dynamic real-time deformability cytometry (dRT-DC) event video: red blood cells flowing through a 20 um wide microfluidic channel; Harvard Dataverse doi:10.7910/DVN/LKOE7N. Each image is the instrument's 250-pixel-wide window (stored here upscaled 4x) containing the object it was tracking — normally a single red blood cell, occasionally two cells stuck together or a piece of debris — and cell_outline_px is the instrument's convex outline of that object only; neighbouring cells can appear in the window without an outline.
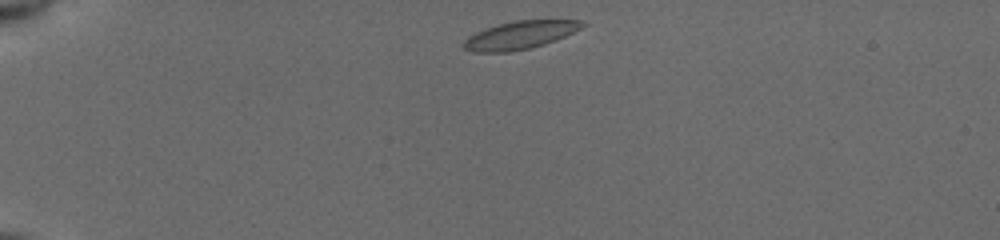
{"species": "common noctule bat (a hibernating species)", "species_latin": "Nyctalus noctula", "temperature_condition": "cold", "stored_images_in_passage": 41, "camera_frame_rate_fps": 3000, "um_per_image_px": 0.085, "animal": {"sex": "female", "body_mass_g": 19.5, "forearm_length_mm": 54.1}, "frame": {"image": 1, "passage_image": 1, "time_ms": 0.0, "image_size_px": [1000, 240], "cell_outline_px": [[588, 24], [556, 40], [544, 44], [528, 48], [508, 52], [472, 52], [464, 48], [464, 40], [468, 36], [484, 28], [516, 20], [584, 20]], "centroid_in_image_um": [44.2, 2.97], "position_along_channel_um": 40.8, "area_um2": 19.19}}
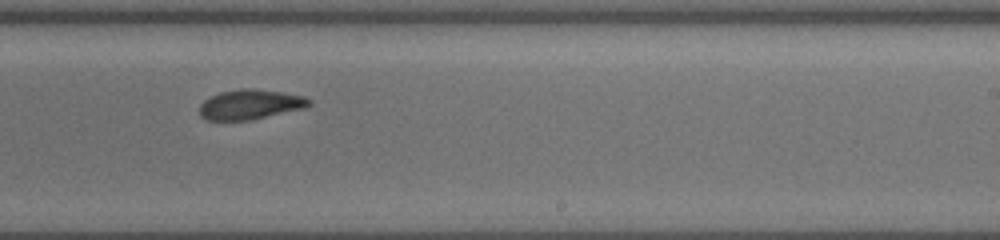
{"frame": {"image": 2, "passage_image": 23, "time_ms": 7.333, "image_size_px": [1000, 240], "cell_outline_px": [[312, 104], [304, 108], [252, 120], [208, 120], [200, 116], [200, 104], [204, 100], [220, 92], [244, 88], [252, 88], [280, 92], [304, 96], [312, 100]], "centroid_in_image_um": [21.28, 8.88], "position_along_channel_um": 267.7, "area_um2": 19.02}}
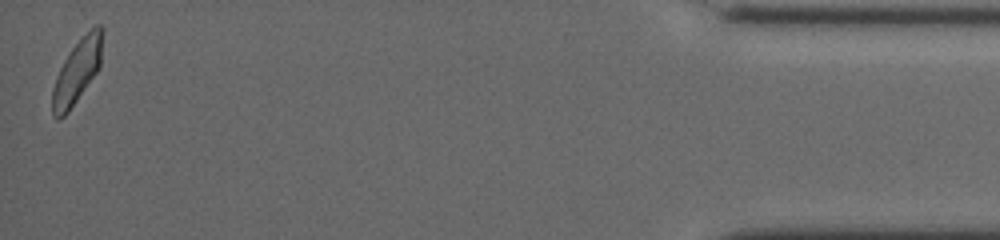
{"frame": {"image": 3, "passage_image": 41, "time_ms": 13.333, "image_size_px": [1000, 240], "cell_outline_px": [[104, 32], [100, 68], [68, 112], [64, 116], [56, 120], [52, 112], [52, 88], [56, 76], [68, 52], [96, 24], [100, 24], [104, 28]], "centroid_in_image_um": [6.57, 6.05], "position_along_channel_um": 428.6, "area_um2": 18.67}, "authors_computed_cell_mechanics": {"area_um2": 19.1318, "velocity_mm_per_s": 3.8894, "shape_relaxation_time_tau1_ms": 5.4362, "shape_relaxation_time_tau2_ms": 3.7936, "deformation_change_tau1": 0.1361, "deformation_change_tau2": 0.0981}}